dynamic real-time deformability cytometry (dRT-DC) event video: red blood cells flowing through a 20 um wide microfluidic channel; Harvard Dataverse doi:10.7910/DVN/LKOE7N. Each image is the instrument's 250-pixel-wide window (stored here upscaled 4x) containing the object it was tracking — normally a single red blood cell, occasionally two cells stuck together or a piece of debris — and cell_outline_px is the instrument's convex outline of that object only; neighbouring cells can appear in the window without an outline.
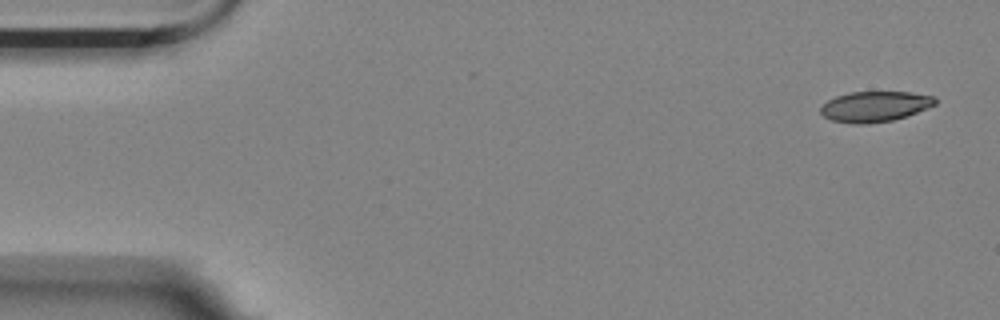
{"species": "Egyptian fruit bat (a non-hibernating species)", "species_latin": "Rousettus aegyptiacus", "temperature_condition": "room temperature", "stored_images_in_passage": 55, "camera_frame_rate_fps": 3000, "um_per_image_px": 0.085, "animal": {"sex": "female"}, "frame": {"image": 1, "passage_image": 1, "time_ms": 0.0, "image_size_px": [1000, 320], "cell_outline_px": [[936, 104], [928, 108], [892, 120], [868, 124], [852, 124], [832, 120], [824, 116], [820, 112], [820, 108], [828, 100], [836, 96], [848, 92], [908, 92], [936, 96]], "centroid_in_image_um": [74.36, 9.05], "position_along_channel_um": 10.6, "area_um2": 20.29}}
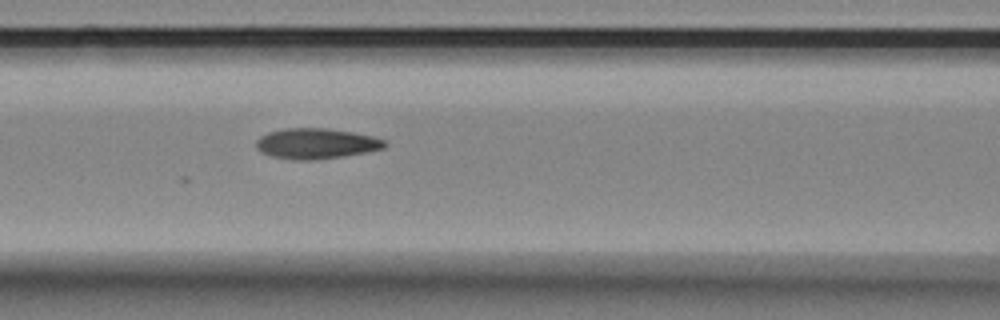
{"frame": {"image": 2, "passage_image": 22, "time_ms": 7.0, "image_size_px": [1000, 320], "cell_outline_px": [[388, 144], [384, 148], [344, 156], [316, 160], [292, 160], [272, 156], [260, 152], [256, 148], [256, 140], [260, 136], [268, 132], [284, 128], [324, 128], [352, 132], [372, 136], [384, 140]], "centroid_in_image_um": [26.83, 12.21], "position_along_channel_um": 139.8, "area_um2": 22.89}}
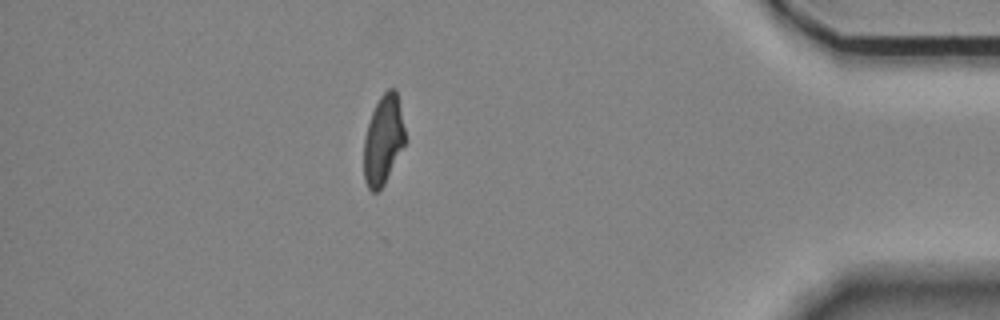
{"frame": {"image": 3, "passage_image": 48, "time_ms": 15.667, "image_size_px": [1000, 320], "cell_outline_px": [[404, 144], [384, 184], [376, 192], [372, 192], [368, 188], [364, 180], [364, 136], [372, 112], [380, 96], [388, 88], [396, 88], [404, 128]], "centroid_in_image_um": [32.55, 11.88], "position_along_channel_um": 402.6, "area_um2": 21.1}}